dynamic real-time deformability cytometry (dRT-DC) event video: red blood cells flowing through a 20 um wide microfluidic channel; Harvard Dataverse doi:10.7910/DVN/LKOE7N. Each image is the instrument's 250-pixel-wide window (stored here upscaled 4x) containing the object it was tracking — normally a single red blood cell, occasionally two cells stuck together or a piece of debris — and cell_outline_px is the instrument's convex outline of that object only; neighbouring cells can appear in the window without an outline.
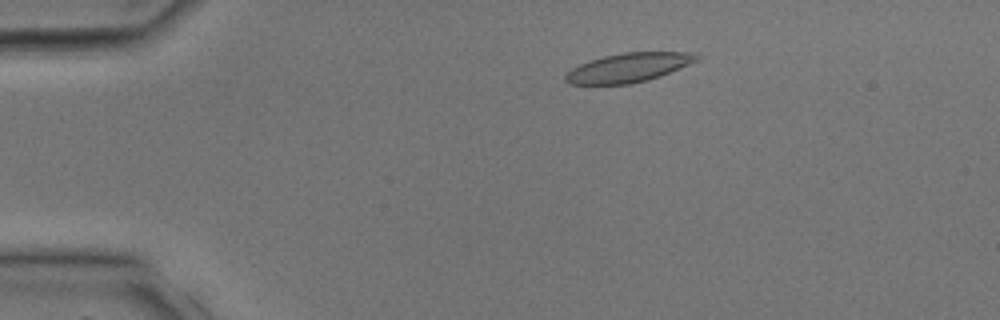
{"species": "common noctule bat (a hibernating species)", "species_latin": "Nyctalus noctula", "temperature_condition": "room temperature", "stored_images_in_passage": 10, "camera_frame_rate_fps": 3000, "um_per_image_px": 0.085, "animal": {"sex": "male", "body_mass_g": 17.9, "forearm_length_mm": 54.2}, "frame": {"image": 1, "passage_image": 4, "time_ms": 1.0, "image_size_px": [1000, 320], "cell_outline_px": [[700, 60], [660, 76], [648, 80], [628, 84], [568, 84], [564, 80], [564, 76], [572, 68], [588, 60], [604, 56], [624, 52], [696, 52], [700, 56]], "centroid_in_image_um": [53.44, 5.74], "position_along_channel_um": 31.6, "area_um2": 22.37}}